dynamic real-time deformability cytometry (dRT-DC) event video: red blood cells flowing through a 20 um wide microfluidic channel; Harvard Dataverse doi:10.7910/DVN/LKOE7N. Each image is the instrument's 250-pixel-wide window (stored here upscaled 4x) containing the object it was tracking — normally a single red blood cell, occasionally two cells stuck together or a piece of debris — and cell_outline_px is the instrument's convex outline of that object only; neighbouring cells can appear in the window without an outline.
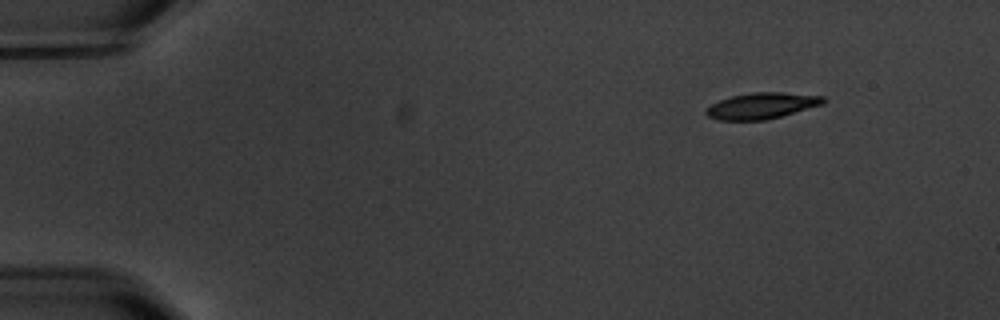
{"species": "common noctule bat (a hibernating species)", "species_latin": "Nyctalus noctula", "temperature_condition": "warm", "stored_images_in_passage": 4, "camera_frame_rate_fps": 3000, "um_per_image_px": 0.085, "animal": {"sex": "male", "body_mass_g": 20.1, "forearm_length_mm": 53.5}, "frame": {"image": 1, "passage_image": 1, "time_ms": 0.0, "image_size_px": [1000, 320], "cell_outline_px": [[824, 104], [780, 116], [764, 120], [716, 120], [708, 116], [704, 112], [712, 104], [720, 100], [732, 96], [752, 92], [780, 92], [824, 96]], "centroid_in_image_um": [64.74, 8.99], "position_along_channel_um": 20.3, "area_um2": 17.63}}
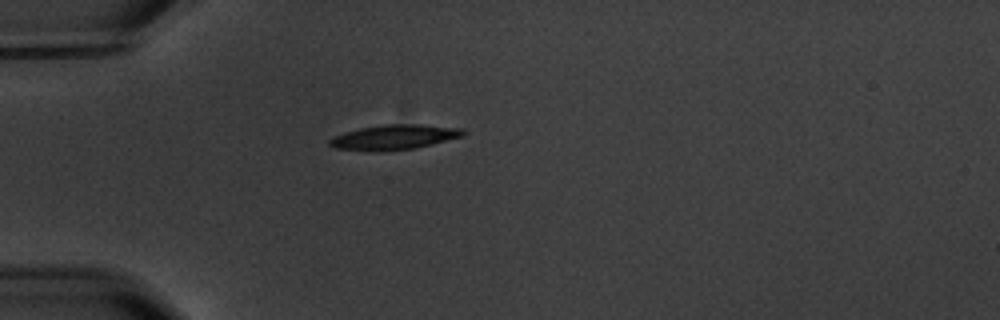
{"frame": {"image": 2, "passage_image": 4, "time_ms": 3.333, "image_size_px": [1000, 320], "cell_outline_px": [[468, 132], [464, 136], [416, 148], [376, 152], [336, 148], [328, 144], [328, 140], [332, 136], [344, 132], [360, 128], [384, 124], [420, 124], [464, 128]], "centroid_in_image_um": [33.52, 11.65], "position_along_channel_um": 51.5, "area_um2": 19.71}}